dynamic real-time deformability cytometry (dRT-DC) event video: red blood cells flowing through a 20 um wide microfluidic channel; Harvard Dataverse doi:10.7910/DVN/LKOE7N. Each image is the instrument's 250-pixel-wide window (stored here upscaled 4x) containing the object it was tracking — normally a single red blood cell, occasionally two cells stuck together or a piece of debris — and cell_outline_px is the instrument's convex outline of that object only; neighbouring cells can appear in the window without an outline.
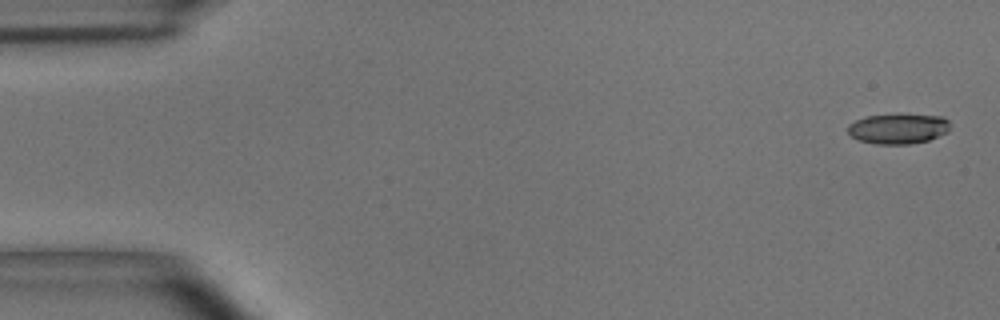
{"species": "common noctule bat (a hibernating species)", "species_latin": "Nyctalus noctula", "temperature_condition": "room temperature", "stored_images_in_passage": 4, "camera_frame_rate_fps": 3000, "um_per_image_px": 0.085, "animal": {"sex": "male", "body_mass_g": 15.6}, "frame": {"image": 1, "passage_image": 1, "time_ms": 0.0, "image_size_px": [1000, 320], "cell_outline_px": [[948, 132], [928, 140], [912, 144], [876, 144], [860, 140], [852, 136], [848, 132], [848, 124], [856, 120], [868, 116], [900, 112], [944, 116], [948, 120]], "centroid_in_image_um": [76.37, 10.9], "position_along_channel_um": 8.6, "area_um2": 18.5}}